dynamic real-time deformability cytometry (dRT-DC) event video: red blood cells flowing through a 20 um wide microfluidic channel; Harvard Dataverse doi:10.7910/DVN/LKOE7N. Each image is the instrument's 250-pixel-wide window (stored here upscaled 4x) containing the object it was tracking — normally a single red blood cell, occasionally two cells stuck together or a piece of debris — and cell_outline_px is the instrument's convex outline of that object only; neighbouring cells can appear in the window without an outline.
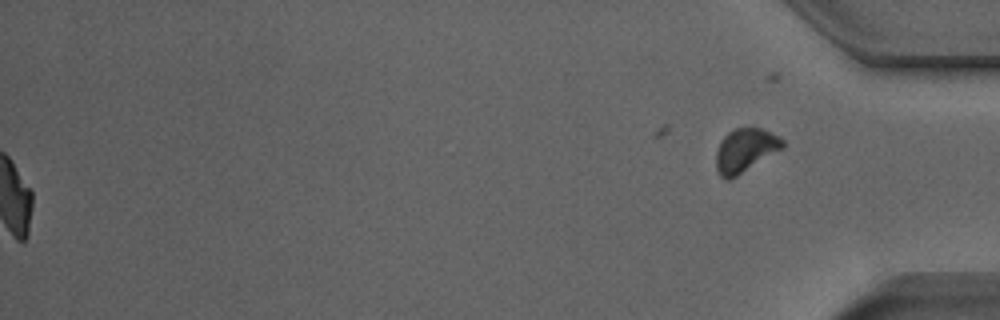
{"species": "Egyptian fruit bat (a non-hibernating species)", "species_latin": "Rousettus aegyptiacus", "temperature_condition": "room temperature", "stored_images_in_passage": 51, "segment_of_instrument_passage": [2, 2], "camera_frame_rate_fps": 3000, "um_per_image_px": 0.085, "animal": {"sex": "male"}, "frame": {"image": 1, "passage_image": 51, "time_ms": 16.667, "image_size_px": [1000, 320], "cell_outline_px": [[784, 148], [736, 176], [728, 180], [724, 180], [720, 176], [716, 168], [716, 152], [720, 140], [728, 132], [736, 128], [760, 128], [780, 136], [784, 140]], "centroid_in_image_um": [63.34, 12.77], "position_along_channel_um": 371.9, "area_um2": 16.94}}